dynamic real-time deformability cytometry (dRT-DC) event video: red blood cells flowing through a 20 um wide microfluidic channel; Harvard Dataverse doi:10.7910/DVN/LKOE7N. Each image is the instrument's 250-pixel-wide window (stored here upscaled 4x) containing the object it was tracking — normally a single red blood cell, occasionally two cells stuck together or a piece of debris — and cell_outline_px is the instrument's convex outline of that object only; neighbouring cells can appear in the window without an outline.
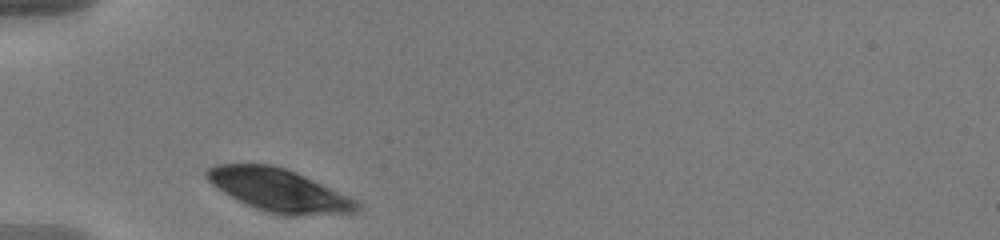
{"species": "human", "species_latin": "Homo sapiens", "temperature_condition": "warm", "stored_images_in_passage": 2, "camera_frame_rate_fps": 3000, "um_per_image_px": 0.085, "donor": {"sex": "male"}, "frame": {"image": 1, "passage_image": 1, "time_ms": 0.0, "image_size_px": [1000, 240], "cell_outline_px": [[360, 208], [356, 212], [296, 216], [280, 216], [264, 212], [236, 200], [212, 184], [204, 176], [204, 172], [208, 168], [216, 164], [272, 164], [296, 172], [348, 196], [356, 200], [360, 204]], "centroid_in_image_um": [23.68, 16.18], "position_along_channel_um": 61.3, "area_um2": 37.51}}